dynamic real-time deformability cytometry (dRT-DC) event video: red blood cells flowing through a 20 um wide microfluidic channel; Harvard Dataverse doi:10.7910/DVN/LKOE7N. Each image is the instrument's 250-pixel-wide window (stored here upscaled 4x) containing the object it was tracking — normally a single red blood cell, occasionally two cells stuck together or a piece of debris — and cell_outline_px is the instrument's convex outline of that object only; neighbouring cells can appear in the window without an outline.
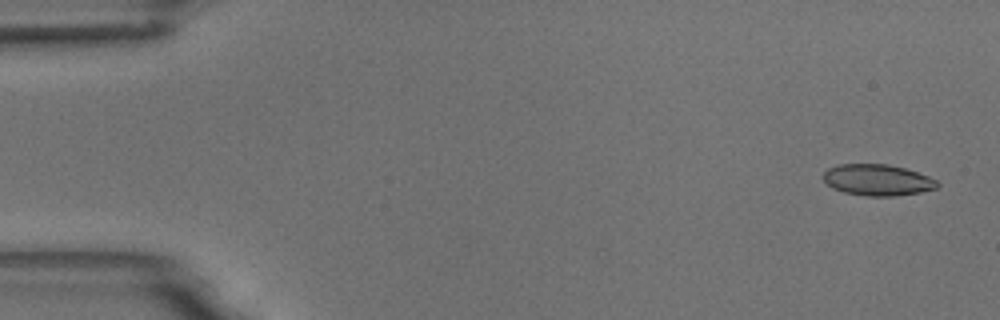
{"species": "common noctule bat (a hibernating species)", "species_latin": "Nyctalus noctula", "temperature_condition": "room temperature", "stored_images_in_passage": 5, "camera_frame_rate_fps": 3000, "um_per_image_px": 0.085, "animal": {"sex": "male", "body_mass_g": 18.8}, "frame": {"image": 1, "passage_image": 1, "time_ms": 0.0, "image_size_px": [1000, 320], "cell_outline_px": [[940, 184], [936, 188], [920, 192], [896, 196], [868, 196], [844, 192], [832, 188], [820, 176], [828, 168], [836, 164], [888, 164], [904, 168], [928, 176], [936, 180]], "centroid_in_image_um": [74.55, 15.29], "position_along_channel_um": 10.4, "area_um2": 20.81}}
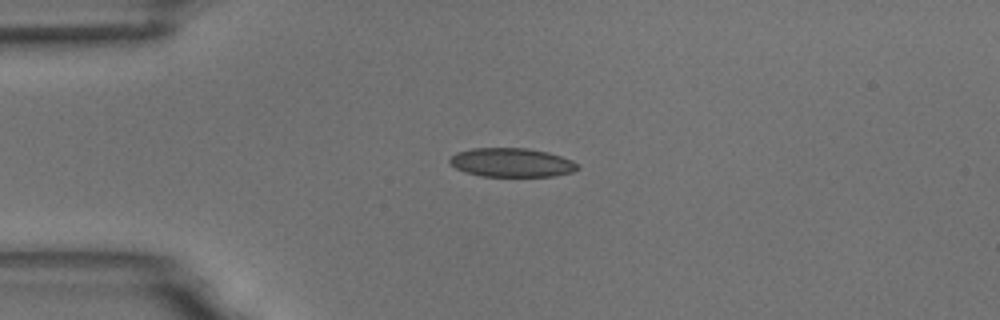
{"frame": {"image": 2, "passage_image": 4, "time_ms": 3.667, "image_size_px": [1000, 320], "cell_outline_px": [[580, 168], [572, 172], [552, 176], [480, 176], [464, 172], [456, 168], [448, 160], [456, 152], [472, 148], [528, 148], [548, 152], [572, 160]], "centroid_in_image_um": [43.47, 13.81], "position_along_channel_um": 41.5, "area_um2": 21.5}}